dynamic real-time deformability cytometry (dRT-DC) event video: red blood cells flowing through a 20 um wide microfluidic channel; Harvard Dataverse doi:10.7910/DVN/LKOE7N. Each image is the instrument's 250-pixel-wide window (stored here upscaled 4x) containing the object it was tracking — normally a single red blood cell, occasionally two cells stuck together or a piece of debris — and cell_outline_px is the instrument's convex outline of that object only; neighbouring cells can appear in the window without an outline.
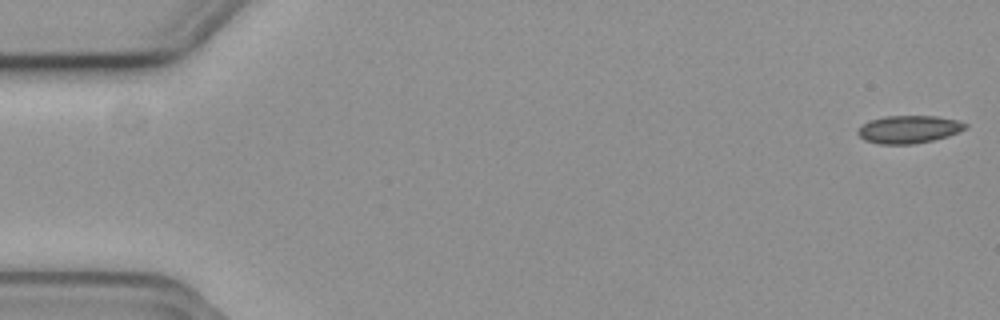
{"species": "common noctule bat (a hibernating species)", "species_latin": "Nyctalus noctula", "temperature_condition": "cold", "stored_images_in_passage": 50, "camera_frame_rate_fps": 3000, "um_per_image_px": 0.085, "animal": {"sex": "female", "body_mass_g": 19.3, "forearm_length_mm": 54.1}, "frame": {"image": 1, "passage_image": 1, "time_ms": 0.0, "image_size_px": [1000, 320], "cell_outline_px": [[968, 128], [948, 136], [932, 140], [912, 144], [880, 144], [864, 140], [856, 132], [864, 124], [872, 120], [884, 116], [936, 116], [956, 120], [968, 124]], "centroid_in_image_um": [77.27, 10.99], "position_along_channel_um": 7.7, "area_um2": 17.22}}
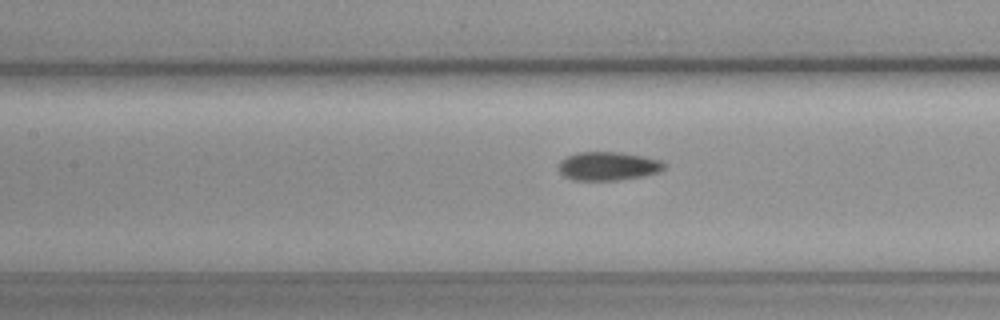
{"frame": {"image": 2, "passage_image": 25, "time_ms": 8.0, "image_size_px": [1000, 320], "cell_outline_px": [[668, 164], [660, 172], [640, 176], [616, 180], [572, 180], [564, 176], [560, 172], [560, 160], [576, 152], [620, 152], [644, 156], [660, 160]], "centroid_in_image_um": [51.71, 14.11], "position_along_channel_um": 155.7, "area_um2": 17.57}}
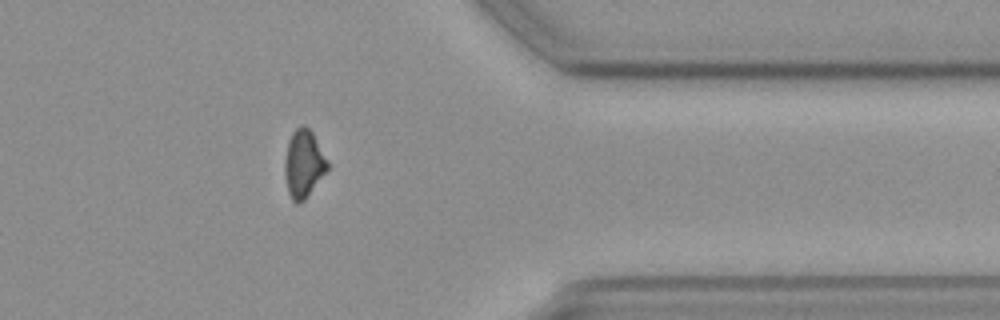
{"frame": {"image": 3, "passage_image": 45, "time_ms": 14.667, "image_size_px": [1000, 320], "cell_outline_px": [[332, 164], [304, 200], [296, 204], [292, 200], [288, 192], [284, 172], [284, 160], [288, 140], [292, 132], [296, 128], [304, 124], [312, 132]], "centroid_in_image_um": [25.83, 13.89], "position_along_channel_um": 385.6, "area_um2": 17.17}}